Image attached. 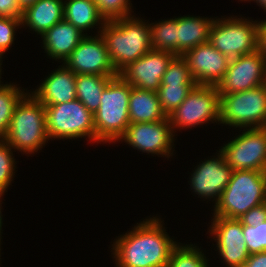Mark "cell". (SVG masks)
Segmentation results:
<instances>
[{
    "mask_svg": "<svg viewBox=\"0 0 266 267\" xmlns=\"http://www.w3.org/2000/svg\"><path fill=\"white\" fill-rule=\"evenodd\" d=\"M178 243L166 232L164 220L153 215L114 239L111 254L116 267H167Z\"/></svg>",
    "mask_w": 266,
    "mask_h": 267,
    "instance_id": "obj_1",
    "label": "cell"
},
{
    "mask_svg": "<svg viewBox=\"0 0 266 267\" xmlns=\"http://www.w3.org/2000/svg\"><path fill=\"white\" fill-rule=\"evenodd\" d=\"M100 35L118 74L152 49L151 26L136 14L106 21Z\"/></svg>",
    "mask_w": 266,
    "mask_h": 267,
    "instance_id": "obj_2",
    "label": "cell"
},
{
    "mask_svg": "<svg viewBox=\"0 0 266 267\" xmlns=\"http://www.w3.org/2000/svg\"><path fill=\"white\" fill-rule=\"evenodd\" d=\"M3 140L23 155H34L50 140L46 129L45 105L30 92L16 105Z\"/></svg>",
    "mask_w": 266,
    "mask_h": 267,
    "instance_id": "obj_3",
    "label": "cell"
},
{
    "mask_svg": "<svg viewBox=\"0 0 266 267\" xmlns=\"http://www.w3.org/2000/svg\"><path fill=\"white\" fill-rule=\"evenodd\" d=\"M132 86L120 75L106 85L100 99V107L94 112L95 143L117 142L130 124L129 96Z\"/></svg>",
    "mask_w": 266,
    "mask_h": 267,
    "instance_id": "obj_4",
    "label": "cell"
},
{
    "mask_svg": "<svg viewBox=\"0 0 266 267\" xmlns=\"http://www.w3.org/2000/svg\"><path fill=\"white\" fill-rule=\"evenodd\" d=\"M266 202V172L233 171L220 200L213 206L212 216L240 219L251 208Z\"/></svg>",
    "mask_w": 266,
    "mask_h": 267,
    "instance_id": "obj_5",
    "label": "cell"
},
{
    "mask_svg": "<svg viewBox=\"0 0 266 267\" xmlns=\"http://www.w3.org/2000/svg\"><path fill=\"white\" fill-rule=\"evenodd\" d=\"M215 17L209 31V43L230 59L259 49V20L249 17Z\"/></svg>",
    "mask_w": 266,
    "mask_h": 267,
    "instance_id": "obj_6",
    "label": "cell"
},
{
    "mask_svg": "<svg viewBox=\"0 0 266 267\" xmlns=\"http://www.w3.org/2000/svg\"><path fill=\"white\" fill-rule=\"evenodd\" d=\"M220 124L238 130L266 127V84L220 94Z\"/></svg>",
    "mask_w": 266,
    "mask_h": 267,
    "instance_id": "obj_7",
    "label": "cell"
},
{
    "mask_svg": "<svg viewBox=\"0 0 266 267\" xmlns=\"http://www.w3.org/2000/svg\"><path fill=\"white\" fill-rule=\"evenodd\" d=\"M45 113L50 140L88 138L95 143L94 115L80 100L45 106Z\"/></svg>",
    "mask_w": 266,
    "mask_h": 267,
    "instance_id": "obj_8",
    "label": "cell"
},
{
    "mask_svg": "<svg viewBox=\"0 0 266 267\" xmlns=\"http://www.w3.org/2000/svg\"><path fill=\"white\" fill-rule=\"evenodd\" d=\"M168 118L175 136L178 129H192L210 122L219 124L220 94L217 87L196 85Z\"/></svg>",
    "mask_w": 266,
    "mask_h": 267,
    "instance_id": "obj_9",
    "label": "cell"
},
{
    "mask_svg": "<svg viewBox=\"0 0 266 267\" xmlns=\"http://www.w3.org/2000/svg\"><path fill=\"white\" fill-rule=\"evenodd\" d=\"M219 149L226 163L236 170L266 172V127L241 129Z\"/></svg>",
    "mask_w": 266,
    "mask_h": 267,
    "instance_id": "obj_10",
    "label": "cell"
},
{
    "mask_svg": "<svg viewBox=\"0 0 266 267\" xmlns=\"http://www.w3.org/2000/svg\"><path fill=\"white\" fill-rule=\"evenodd\" d=\"M175 135L169 118L157 122L130 123L123 136L117 141L140 152L158 157L174 156ZM173 147V148H172Z\"/></svg>",
    "mask_w": 266,
    "mask_h": 267,
    "instance_id": "obj_11",
    "label": "cell"
},
{
    "mask_svg": "<svg viewBox=\"0 0 266 267\" xmlns=\"http://www.w3.org/2000/svg\"><path fill=\"white\" fill-rule=\"evenodd\" d=\"M262 84H266V57L258 49L232 58L226 73L216 87L219 94H230Z\"/></svg>",
    "mask_w": 266,
    "mask_h": 267,
    "instance_id": "obj_12",
    "label": "cell"
},
{
    "mask_svg": "<svg viewBox=\"0 0 266 267\" xmlns=\"http://www.w3.org/2000/svg\"><path fill=\"white\" fill-rule=\"evenodd\" d=\"M208 228L210 238H213L217 247L215 251L227 267H242L249 258L246 246L243 224L239 219H229L221 216L211 217Z\"/></svg>",
    "mask_w": 266,
    "mask_h": 267,
    "instance_id": "obj_13",
    "label": "cell"
},
{
    "mask_svg": "<svg viewBox=\"0 0 266 267\" xmlns=\"http://www.w3.org/2000/svg\"><path fill=\"white\" fill-rule=\"evenodd\" d=\"M216 156L208 157L197 163L189 177L190 189L203 201H214V205L220 200L221 194L228 185L233 169L226 163L220 150ZM213 157V158H212ZM205 199V200H204ZM213 199V200H212Z\"/></svg>",
    "mask_w": 266,
    "mask_h": 267,
    "instance_id": "obj_14",
    "label": "cell"
},
{
    "mask_svg": "<svg viewBox=\"0 0 266 267\" xmlns=\"http://www.w3.org/2000/svg\"><path fill=\"white\" fill-rule=\"evenodd\" d=\"M63 64L75 74L119 75L100 34L86 35Z\"/></svg>",
    "mask_w": 266,
    "mask_h": 267,
    "instance_id": "obj_15",
    "label": "cell"
},
{
    "mask_svg": "<svg viewBox=\"0 0 266 267\" xmlns=\"http://www.w3.org/2000/svg\"><path fill=\"white\" fill-rule=\"evenodd\" d=\"M174 56L167 51L151 49L125 67L119 75L134 88L157 92L162 76Z\"/></svg>",
    "mask_w": 266,
    "mask_h": 267,
    "instance_id": "obj_16",
    "label": "cell"
},
{
    "mask_svg": "<svg viewBox=\"0 0 266 267\" xmlns=\"http://www.w3.org/2000/svg\"><path fill=\"white\" fill-rule=\"evenodd\" d=\"M197 85L217 86L230 63V58L216 50L209 42L199 44L182 55Z\"/></svg>",
    "mask_w": 266,
    "mask_h": 267,
    "instance_id": "obj_17",
    "label": "cell"
},
{
    "mask_svg": "<svg viewBox=\"0 0 266 267\" xmlns=\"http://www.w3.org/2000/svg\"><path fill=\"white\" fill-rule=\"evenodd\" d=\"M76 74L63 63L53 69L30 93L43 105H55L77 99Z\"/></svg>",
    "mask_w": 266,
    "mask_h": 267,
    "instance_id": "obj_18",
    "label": "cell"
},
{
    "mask_svg": "<svg viewBox=\"0 0 266 267\" xmlns=\"http://www.w3.org/2000/svg\"><path fill=\"white\" fill-rule=\"evenodd\" d=\"M85 36L73 24L62 20L41 36L42 48L49 59L64 63Z\"/></svg>",
    "mask_w": 266,
    "mask_h": 267,
    "instance_id": "obj_19",
    "label": "cell"
},
{
    "mask_svg": "<svg viewBox=\"0 0 266 267\" xmlns=\"http://www.w3.org/2000/svg\"><path fill=\"white\" fill-rule=\"evenodd\" d=\"M64 20L63 0H38L22 13V27L42 36L48 29ZM26 26V27H25Z\"/></svg>",
    "mask_w": 266,
    "mask_h": 267,
    "instance_id": "obj_20",
    "label": "cell"
},
{
    "mask_svg": "<svg viewBox=\"0 0 266 267\" xmlns=\"http://www.w3.org/2000/svg\"><path fill=\"white\" fill-rule=\"evenodd\" d=\"M215 17L183 15L178 17L177 55L199 44L209 42V31Z\"/></svg>",
    "mask_w": 266,
    "mask_h": 267,
    "instance_id": "obj_21",
    "label": "cell"
},
{
    "mask_svg": "<svg viewBox=\"0 0 266 267\" xmlns=\"http://www.w3.org/2000/svg\"><path fill=\"white\" fill-rule=\"evenodd\" d=\"M128 106L130 123L157 122L168 118L154 91L132 87Z\"/></svg>",
    "mask_w": 266,
    "mask_h": 267,
    "instance_id": "obj_22",
    "label": "cell"
},
{
    "mask_svg": "<svg viewBox=\"0 0 266 267\" xmlns=\"http://www.w3.org/2000/svg\"><path fill=\"white\" fill-rule=\"evenodd\" d=\"M64 20L82 33L85 32V35H89V29L93 31L94 28L98 29L96 33L100 34L106 23L93 0H64Z\"/></svg>",
    "mask_w": 266,
    "mask_h": 267,
    "instance_id": "obj_23",
    "label": "cell"
},
{
    "mask_svg": "<svg viewBox=\"0 0 266 267\" xmlns=\"http://www.w3.org/2000/svg\"><path fill=\"white\" fill-rule=\"evenodd\" d=\"M118 75L76 74V96L93 114L100 107V99L107 83Z\"/></svg>",
    "mask_w": 266,
    "mask_h": 267,
    "instance_id": "obj_24",
    "label": "cell"
},
{
    "mask_svg": "<svg viewBox=\"0 0 266 267\" xmlns=\"http://www.w3.org/2000/svg\"><path fill=\"white\" fill-rule=\"evenodd\" d=\"M161 20L153 23L149 21L152 49L167 51L177 55L178 17Z\"/></svg>",
    "mask_w": 266,
    "mask_h": 267,
    "instance_id": "obj_25",
    "label": "cell"
},
{
    "mask_svg": "<svg viewBox=\"0 0 266 267\" xmlns=\"http://www.w3.org/2000/svg\"><path fill=\"white\" fill-rule=\"evenodd\" d=\"M20 88L19 84L11 82L0 87V139L5 138L16 105L30 91Z\"/></svg>",
    "mask_w": 266,
    "mask_h": 267,
    "instance_id": "obj_26",
    "label": "cell"
},
{
    "mask_svg": "<svg viewBox=\"0 0 266 267\" xmlns=\"http://www.w3.org/2000/svg\"><path fill=\"white\" fill-rule=\"evenodd\" d=\"M208 257L201 247L178 243L173 249L167 267H210Z\"/></svg>",
    "mask_w": 266,
    "mask_h": 267,
    "instance_id": "obj_27",
    "label": "cell"
},
{
    "mask_svg": "<svg viewBox=\"0 0 266 267\" xmlns=\"http://www.w3.org/2000/svg\"><path fill=\"white\" fill-rule=\"evenodd\" d=\"M197 84H161L157 95L162 110L168 116L185 100Z\"/></svg>",
    "mask_w": 266,
    "mask_h": 267,
    "instance_id": "obj_28",
    "label": "cell"
},
{
    "mask_svg": "<svg viewBox=\"0 0 266 267\" xmlns=\"http://www.w3.org/2000/svg\"><path fill=\"white\" fill-rule=\"evenodd\" d=\"M161 84H196L182 55H175L171 59L162 76Z\"/></svg>",
    "mask_w": 266,
    "mask_h": 267,
    "instance_id": "obj_29",
    "label": "cell"
},
{
    "mask_svg": "<svg viewBox=\"0 0 266 267\" xmlns=\"http://www.w3.org/2000/svg\"><path fill=\"white\" fill-rule=\"evenodd\" d=\"M14 151L3 139H0V188L7 192L15 178L16 159Z\"/></svg>",
    "mask_w": 266,
    "mask_h": 267,
    "instance_id": "obj_30",
    "label": "cell"
},
{
    "mask_svg": "<svg viewBox=\"0 0 266 267\" xmlns=\"http://www.w3.org/2000/svg\"><path fill=\"white\" fill-rule=\"evenodd\" d=\"M97 5L99 13L106 21L123 17H129L133 14V6L130 0H93Z\"/></svg>",
    "mask_w": 266,
    "mask_h": 267,
    "instance_id": "obj_31",
    "label": "cell"
},
{
    "mask_svg": "<svg viewBox=\"0 0 266 267\" xmlns=\"http://www.w3.org/2000/svg\"><path fill=\"white\" fill-rule=\"evenodd\" d=\"M243 234L249 254L266 251V220L252 227L243 225Z\"/></svg>",
    "mask_w": 266,
    "mask_h": 267,
    "instance_id": "obj_32",
    "label": "cell"
},
{
    "mask_svg": "<svg viewBox=\"0 0 266 267\" xmlns=\"http://www.w3.org/2000/svg\"><path fill=\"white\" fill-rule=\"evenodd\" d=\"M19 28H22L21 19L0 16V50L5 54L14 44L15 35Z\"/></svg>",
    "mask_w": 266,
    "mask_h": 267,
    "instance_id": "obj_33",
    "label": "cell"
},
{
    "mask_svg": "<svg viewBox=\"0 0 266 267\" xmlns=\"http://www.w3.org/2000/svg\"><path fill=\"white\" fill-rule=\"evenodd\" d=\"M243 225L256 226L266 220V202L251 208L240 219Z\"/></svg>",
    "mask_w": 266,
    "mask_h": 267,
    "instance_id": "obj_34",
    "label": "cell"
},
{
    "mask_svg": "<svg viewBox=\"0 0 266 267\" xmlns=\"http://www.w3.org/2000/svg\"><path fill=\"white\" fill-rule=\"evenodd\" d=\"M22 13L17 0H0V16L21 19Z\"/></svg>",
    "mask_w": 266,
    "mask_h": 267,
    "instance_id": "obj_35",
    "label": "cell"
},
{
    "mask_svg": "<svg viewBox=\"0 0 266 267\" xmlns=\"http://www.w3.org/2000/svg\"><path fill=\"white\" fill-rule=\"evenodd\" d=\"M242 267H266V251L250 254Z\"/></svg>",
    "mask_w": 266,
    "mask_h": 267,
    "instance_id": "obj_36",
    "label": "cell"
},
{
    "mask_svg": "<svg viewBox=\"0 0 266 267\" xmlns=\"http://www.w3.org/2000/svg\"><path fill=\"white\" fill-rule=\"evenodd\" d=\"M259 50L266 57V19L259 21Z\"/></svg>",
    "mask_w": 266,
    "mask_h": 267,
    "instance_id": "obj_37",
    "label": "cell"
},
{
    "mask_svg": "<svg viewBox=\"0 0 266 267\" xmlns=\"http://www.w3.org/2000/svg\"><path fill=\"white\" fill-rule=\"evenodd\" d=\"M5 192H6L5 190H3V189L0 188V247H1V244H2V243H1V239H2L1 236H2V234H3V233H2V231H3V230H2V225L4 224L3 221H2V220H3V215H2V212H1V210H2V204L4 203V202H2V200H3L2 198L4 197ZM2 196H3V197H2ZM1 202H2V203H1ZM0 255H1V248H0Z\"/></svg>",
    "mask_w": 266,
    "mask_h": 267,
    "instance_id": "obj_38",
    "label": "cell"
},
{
    "mask_svg": "<svg viewBox=\"0 0 266 267\" xmlns=\"http://www.w3.org/2000/svg\"><path fill=\"white\" fill-rule=\"evenodd\" d=\"M38 0H17L18 5L22 11L35 4Z\"/></svg>",
    "mask_w": 266,
    "mask_h": 267,
    "instance_id": "obj_39",
    "label": "cell"
},
{
    "mask_svg": "<svg viewBox=\"0 0 266 267\" xmlns=\"http://www.w3.org/2000/svg\"><path fill=\"white\" fill-rule=\"evenodd\" d=\"M251 1L257 3V5H258L260 8L264 9V10H263L264 12H266V0H249L248 2H251Z\"/></svg>",
    "mask_w": 266,
    "mask_h": 267,
    "instance_id": "obj_40",
    "label": "cell"
},
{
    "mask_svg": "<svg viewBox=\"0 0 266 267\" xmlns=\"http://www.w3.org/2000/svg\"><path fill=\"white\" fill-rule=\"evenodd\" d=\"M4 54H5V53L2 52V51L0 50V68H3L1 65L3 64V60H2V59L4 58V57H3Z\"/></svg>",
    "mask_w": 266,
    "mask_h": 267,
    "instance_id": "obj_41",
    "label": "cell"
},
{
    "mask_svg": "<svg viewBox=\"0 0 266 267\" xmlns=\"http://www.w3.org/2000/svg\"><path fill=\"white\" fill-rule=\"evenodd\" d=\"M1 72H2V68H0V87L4 84V82L1 81V78H2L1 77L2 73Z\"/></svg>",
    "mask_w": 266,
    "mask_h": 267,
    "instance_id": "obj_42",
    "label": "cell"
}]
</instances>
